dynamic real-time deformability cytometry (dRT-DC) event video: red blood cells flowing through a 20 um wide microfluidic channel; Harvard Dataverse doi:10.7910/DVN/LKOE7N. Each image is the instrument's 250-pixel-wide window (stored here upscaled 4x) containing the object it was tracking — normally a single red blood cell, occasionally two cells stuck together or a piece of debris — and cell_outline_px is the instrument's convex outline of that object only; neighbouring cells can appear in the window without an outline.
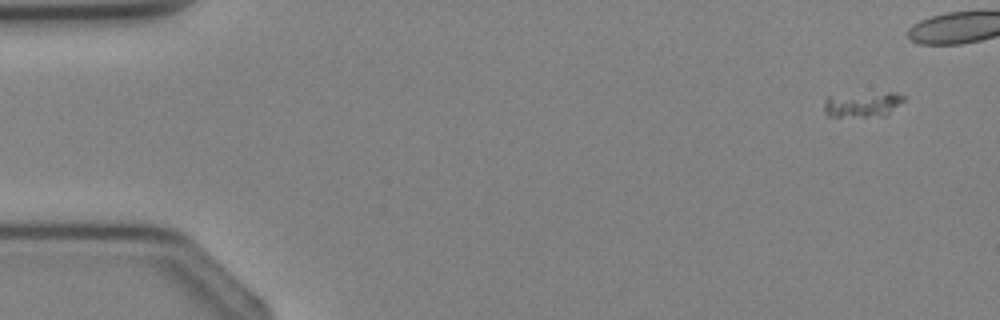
{"species": "Egyptian fruit bat (a non-hibernating species)", "species_latin": "Rousettus aegyptiacus", "temperature_condition": "cold", "stored_images_in_passage": 5, "segment_of_instrument_passage": [2, 2], "camera_frame_rate_fps": 3000, "um_per_image_px": 0.085, "animal": {"sex": "female"}, "frame": {"image": 1, "passage_image": 5, "time_ms": 4.667, "image_size_px": [1000, 320], "cell_outline_px": [[904, 100], [884, 116], [828, 116], [824, 112], [824, 100], [828, 96], [888, 92], [896, 92], [904, 96]], "centroid_in_image_um": [73.29, 8.87], "position_along_channel_um": 11.7, "area_um2": 11.5}}